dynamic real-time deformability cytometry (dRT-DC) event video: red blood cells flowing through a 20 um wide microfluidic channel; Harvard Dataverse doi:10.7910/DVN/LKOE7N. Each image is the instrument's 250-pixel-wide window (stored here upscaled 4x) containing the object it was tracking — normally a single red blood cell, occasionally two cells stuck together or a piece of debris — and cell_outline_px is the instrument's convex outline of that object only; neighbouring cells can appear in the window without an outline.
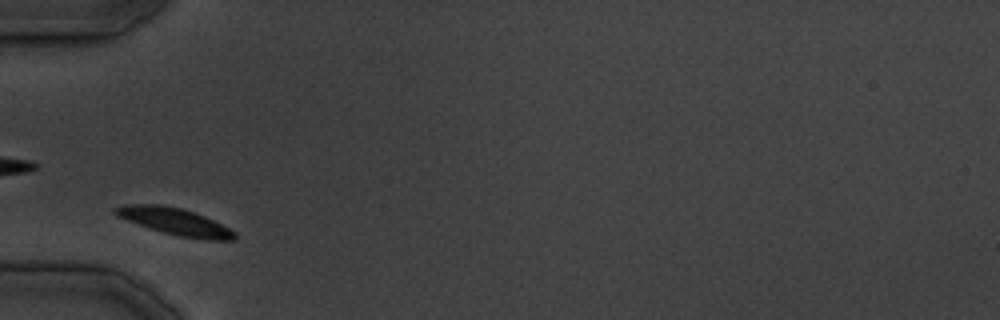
{"species": "common noctule bat (a hibernating species)", "species_latin": "Nyctalus noctula", "temperature_condition": "cold", "stored_images_in_passage": 21, "camera_frame_rate_fps": 3000, "um_per_image_px": 0.085, "animal": {"sex": "male", "body_mass_g": 19.5, "forearm_length_mm": 54.6}, "frame": {"image": 1, "passage_image": 1, "time_ms": 0.0, "image_size_px": [1000, 320], "cell_outline_px": [[236, 236], [232, 240], [208, 240], [180, 236], [164, 232], [116, 216], [112, 212], [112, 208], [124, 204], [160, 204], [180, 208], [204, 216], [236, 232]], "centroid_in_image_um": [14.83, 18.81], "position_along_channel_um": 70.2, "area_um2": 18.32}}